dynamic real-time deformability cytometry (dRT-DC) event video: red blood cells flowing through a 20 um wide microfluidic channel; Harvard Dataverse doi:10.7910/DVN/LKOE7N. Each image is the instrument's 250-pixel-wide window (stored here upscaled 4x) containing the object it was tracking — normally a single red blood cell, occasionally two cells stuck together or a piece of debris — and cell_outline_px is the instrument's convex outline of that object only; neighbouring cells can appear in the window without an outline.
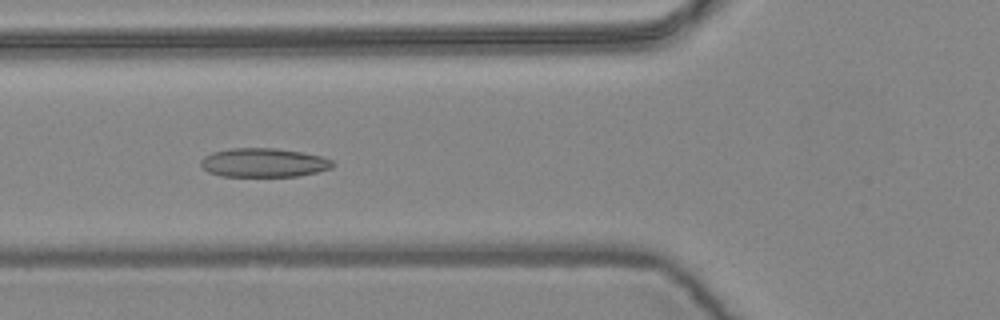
{"species": "common noctule bat (a hibernating species)", "species_latin": "Nyctalus noctula", "temperature_condition": "warm", "stored_images_in_passage": 6, "camera_frame_rate_fps": 3000, "um_per_image_px": 0.085, "animal": {"sex": "female", "body_mass_g": 24.6, "forearm_length_mm": 56.2}, "frame": {"image": 1, "passage_image": 6, "time_ms": 1.667, "image_size_px": [1000, 320], "cell_outline_px": [[336, 164], [332, 168], [316, 172], [296, 176], [220, 176], [208, 172], [200, 164], [200, 160], [204, 156], [212, 152], [228, 148], [276, 148], [300, 152], [320, 156], [332, 160]], "centroid_in_image_um": [22.39, 13.82], "position_along_channel_um": 103.4, "area_um2": 22.25}}